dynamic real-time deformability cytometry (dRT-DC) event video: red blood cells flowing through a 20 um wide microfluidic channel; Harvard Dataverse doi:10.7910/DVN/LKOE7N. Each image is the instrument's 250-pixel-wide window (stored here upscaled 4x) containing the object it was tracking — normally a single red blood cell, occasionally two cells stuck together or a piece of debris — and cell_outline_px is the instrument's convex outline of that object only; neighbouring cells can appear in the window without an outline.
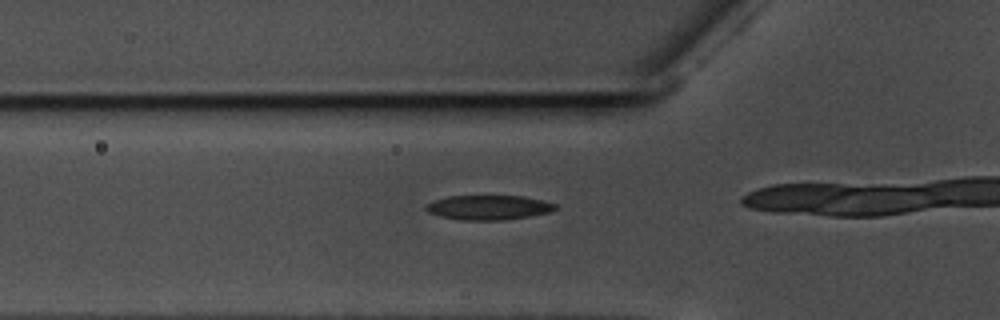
{"species": "common noctule bat (a hibernating species)", "species_latin": "Nyctalus noctula", "temperature_condition": "warm", "stored_images_in_passage": 18, "camera_frame_rate_fps": 3000, "um_per_image_px": 0.085, "animal": {"sex": "male", "body_mass_g": 17.5, "forearm_length_mm": 52.3}, "frame": {"image": 1, "passage_image": 14, "time_ms": 4.333, "image_size_px": [1000, 320], "cell_outline_px": [[560, 208], [552, 212], [504, 220], [460, 220], [440, 216], [428, 212], [424, 208], [428, 204], [436, 200], [448, 196], [524, 196], [544, 200], [556, 204]], "centroid_in_image_um": [41.6, 17.63], "position_along_channel_um": 84.2, "area_um2": 18.61}}
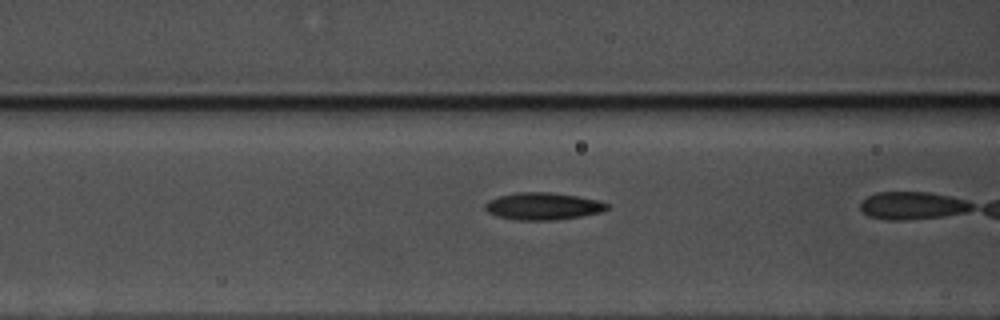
{"frame": {"image": 2, "passage_image": 17, "time_ms": 5.333, "image_size_px": [1000, 320], "cell_outline_px": [[608, 208], [600, 212], [580, 216], [556, 220], [516, 220], [496, 216], [488, 212], [484, 208], [484, 204], [488, 200], [500, 196], [516, 192], [552, 192], [576, 196], [596, 200], [608, 204]], "centroid_in_image_um": [46.1, 17.53], "position_along_channel_um": 120.5, "area_um2": 19.25}}